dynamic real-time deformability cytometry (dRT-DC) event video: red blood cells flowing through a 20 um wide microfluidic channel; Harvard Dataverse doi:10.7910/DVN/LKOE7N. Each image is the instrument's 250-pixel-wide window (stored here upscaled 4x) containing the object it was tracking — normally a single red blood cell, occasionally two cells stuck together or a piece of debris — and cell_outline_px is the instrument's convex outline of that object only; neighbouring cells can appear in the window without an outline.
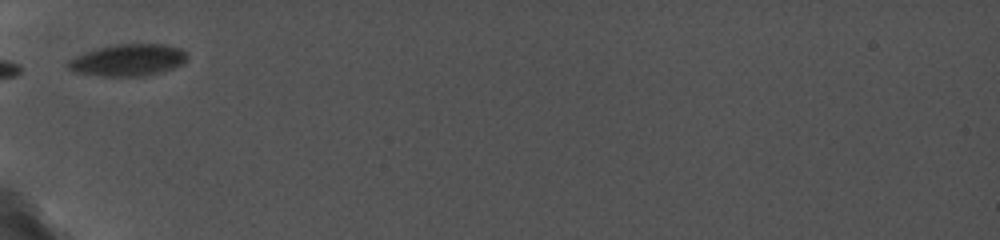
{"species": "common noctule bat (a hibernating species)", "species_latin": "Nyctalus noctula", "temperature_condition": "cold", "stored_images_in_passage": 4, "camera_frame_rate_fps": 5000, "um_per_image_px": 0.085, "animal": {"sex": "female", "body_mass_g": 19.0, "forearm_length_mm": 56.7}, "frame": {"image": 1, "passage_image": 1, "time_ms": 0.0, "image_size_px": [1000, 240], "cell_outline_px": [[188, 60], [184, 64], [160, 72], [144, 76], [100, 76], [76, 72], [68, 68], [68, 60], [84, 52], [96, 48], [112, 44], [164, 44], [180, 48], [188, 52]], "centroid_in_image_um": [10.92, 5.1], "position_along_channel_um": 74.1, "area_um2": 22.31}}
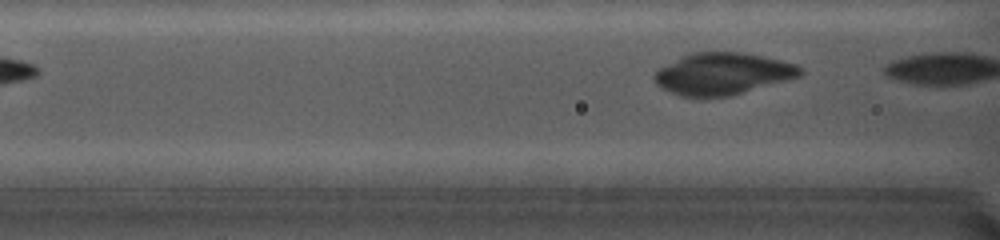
{"frame": {"image": 2, "passage_image": 3, "time_ms": 0.4, "image_size_px": [1000, 240], "cell_outline_px": [[804, 72], [800, 76], [728, 96], [680, 96], [656, 84], [652, 76], [660, 68], [692, 52], [740, 52], [780, 60], [796, 64], [804, 68]], "centroid_in_image_um": [61.44, 6.26], "position_along_channel_um": 105.2, "area_um2": 34.85}}